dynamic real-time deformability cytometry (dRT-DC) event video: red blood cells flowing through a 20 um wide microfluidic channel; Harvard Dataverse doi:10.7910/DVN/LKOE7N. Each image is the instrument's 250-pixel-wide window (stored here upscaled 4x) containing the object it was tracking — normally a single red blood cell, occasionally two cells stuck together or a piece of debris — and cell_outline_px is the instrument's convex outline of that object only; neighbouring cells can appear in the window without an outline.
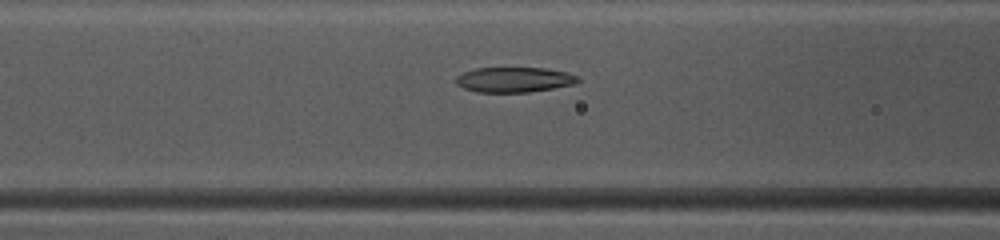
{"species": "common noctule bat (a hibernating species)", "species_latin": "Nyctalus noctula", "temperature_condition": "warm", "stored_images_in_passage": 49, "camera_frame_rate_fps": 3000, "um_per_image_px": 0.085, "animal": {"sex": "female", "body_mass_g": 10.0, "forearm_length_mm": 53.1}, "frame": {"image": 1, "passage_image": 20, "time_ms": 6.333, "image_size_px": [1000, 240], "cell_outline_px": [[580, 80], [572, 84], [552, 88], [528, 92], [476, 92], [464, 88], [456, 84], [456, 76], [464, 72], [476, 68], [548, 68], [568, 72], [576, 76]], "centroid_in_image_um": [43.68, 6.77], "position_along_channel_um": 122.9, "area_um2": 17.74}}
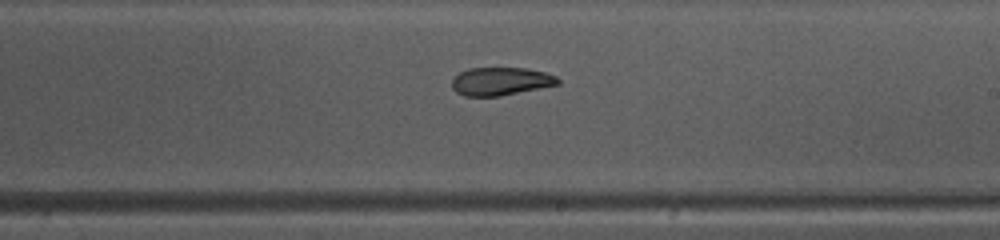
{"frame": {"image": 2, "passage_image": 29, "time_ms": 9.333, "image_size_px": [1000, 240], "cell_outline_px": [[560, 84], [500, 96], [464, 96], [456, 92], [452, 88], [452, 80], [460, 72], [468, 68], [528, 68], [544, 72], [556, 76], [560, 80]], "centroid_in_image_um": [42.56, 6.91], "position_along_channel_um": 246.4, "area_um2": 17.34}}
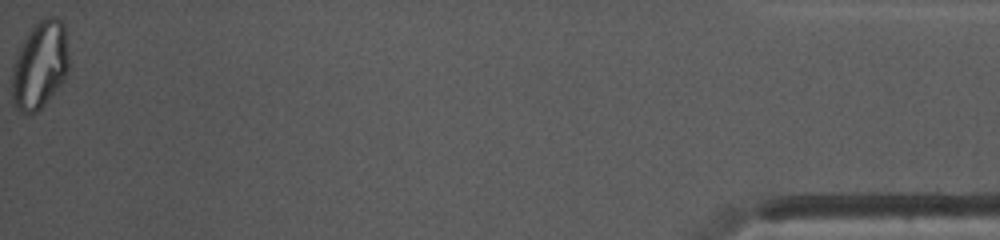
{"frame": {"image": 3, "passage_image": 49, "time_ms": 16.0, "image_size_px": [1000, 240], "cell_outline_px": [[68, 68], [64, 80], [44, 104], [36, 112], [20, 112], [16, 108], [12, 100], [12, 72], [16, 56], [32, 24], [44, 16], [56, 16], [64, 24], [68, 52]], "centroid_in_image_um": [3.39, 5.49], "position_along_channel_um": 431.8, "area_um2": 28.96}, "authors_computed_cell_mechanics": {"area_um2": 19.8832, "velocity_mm_per_s": 4.1111, "shape_relaxation_time_tau1_ms": null, "shape_relaxation_time_tau2_ms": 2.085, "deformation_change_tau1": null, "deformation_change_tau2": 0.0667}}